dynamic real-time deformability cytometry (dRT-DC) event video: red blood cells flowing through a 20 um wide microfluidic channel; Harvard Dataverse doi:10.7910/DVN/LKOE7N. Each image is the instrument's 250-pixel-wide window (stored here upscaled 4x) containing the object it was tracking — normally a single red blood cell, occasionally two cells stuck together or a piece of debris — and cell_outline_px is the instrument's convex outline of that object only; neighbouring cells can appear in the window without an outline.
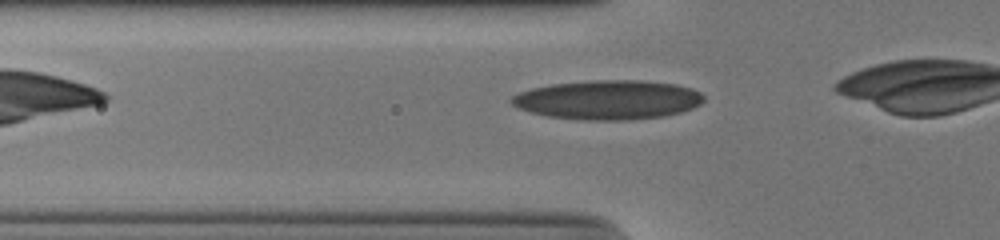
{"species": "human", "species_latin": "Homo sapiens", "temperature_condition": "cold", "stored_images_in_passage": 8, "camera_frame_rate_fps": 3000, "um_per_image_px": 0.085, "donor": {"sex": "male"}, "frame": {"image": 1, "passage_image": 2, "time_ms": 0.333, "image_size_px": [1000, 240], "cell_outline_px": [[704, 100], [700, 104], [692, 108], [680, 112], [664, 116], [628, 120], [584, 120], [548, 116], [532, 112], [520, 108], [512, 104], [508, 100], [512, 96], [520, 92], [532, 88], [552, 84], [592, 80], [640, 80], [676, 84], [692, 88], [700, 92], [704, 96]], "centroid_in_image_um": [51.7, 8.48], "position_along_channel_um": 74.1, "area_um2": 43.99}}
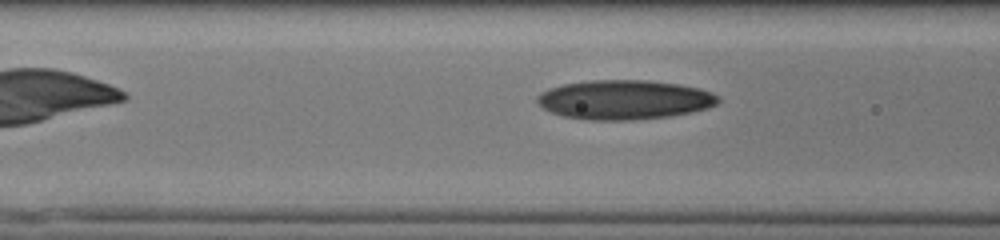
{"frame": {"image": 2, "passage_image": 5, "time_ms": 1.333, "image_size_px": [1000, 240], "cell_outline_px": [[720, 100], [716, 104], [708, 108], [692, 112], [668, 116], [632, 120], [588, 120], [564, 116], [552, 112], [544, 108], [536, 100], [536, 96], [548, 88], [564, 84], [588, 80], [648, 80], [680, 84], [700, 88], [712, 92]], "centroid_in_image_um": [53.08, 8.47], "position_along_channel_um": 113.5, "area_um2": 41.56}}